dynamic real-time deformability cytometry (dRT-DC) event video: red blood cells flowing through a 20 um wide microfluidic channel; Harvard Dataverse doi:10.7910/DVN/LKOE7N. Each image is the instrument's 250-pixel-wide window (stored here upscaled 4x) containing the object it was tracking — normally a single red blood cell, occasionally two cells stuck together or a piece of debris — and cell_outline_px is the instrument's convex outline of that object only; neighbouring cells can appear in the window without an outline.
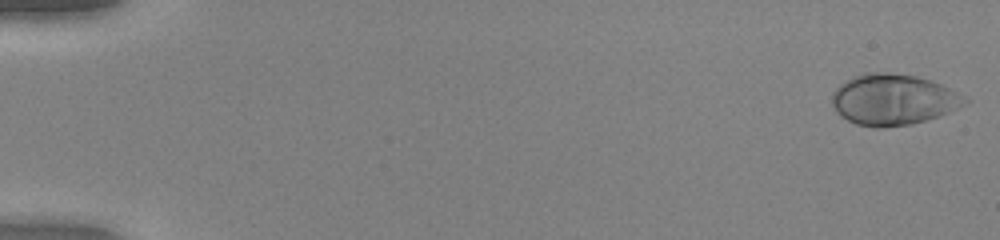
{"species": "human", "species_latin": "Homo sapiens", "temperature_condition": "warm", "stored_images_in_passage": 51, "camera_frame_rate_fps": 3000, "um_per_image_px": 0.085, "donor": {"sex": "female"}, "frame": {"image": 1, "passage_image": 1, "time_ms": 0.0, "image_size_px": [1000, 240], "cell_outline_px": [[972, 100], [940, 116], [912, 124], [884, 128], [876, 128], [856, 124], [840, 116], [836, 112], [832, 104], [832, 92], [840, 84], [852, 76], [864, 72], [884, 72], [916, 76], [932, 80]], "centroid_in_image_um": [75.89, 8.47], "position_along_channel_um": 9.1, "area_um2": 39.65}}
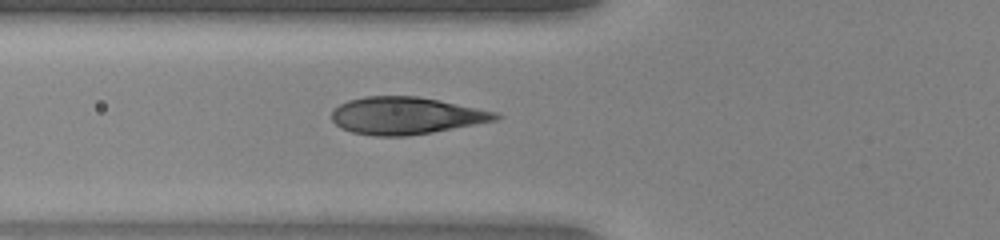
{"frame": {"image": 2, "passage_image": 20, "time_ms": 6.333, "image_size_px": [1000, 240], "cell_outline_px": [[504, 116], [496, 120], [432, 132], [408, 136], [372, 136], [352, 132], [340, 128], [332, 120], [332, 108], [348, 100], [364, 96], [416, 96], [440, 100], [496, 112]], "centroid_in_image_um": [34.47, 9.83], "position_along_channel_um": 91.3, "area_um2": 35.6}}
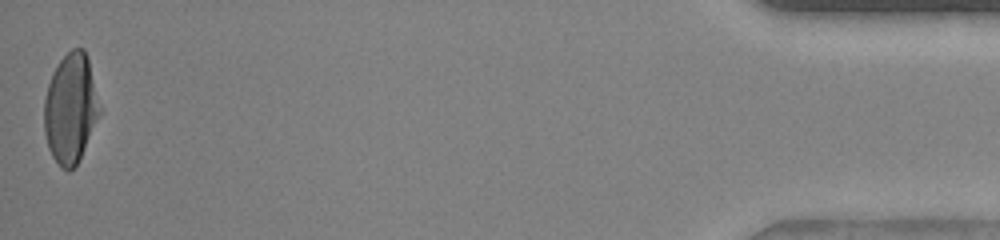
{"frame": {"image": 3, "passage_image": 51, "time_ms": 16.667, "image_size_px": [1000, 240], "cell_outline_px": [[100, 112], [80, 156], [76, 164], [68, 172], [60, 168], [52, 156], [48, 148], [44, 132], [44, 100], [48, 84], [52, 72], [60, 60], [72, 48], [84, 48], [88, 60], [100, 108]], "centroid_in_image_um": [5.96, 9.22], "position_along_channel_um": 429.2, "area_um2": 34.91}}